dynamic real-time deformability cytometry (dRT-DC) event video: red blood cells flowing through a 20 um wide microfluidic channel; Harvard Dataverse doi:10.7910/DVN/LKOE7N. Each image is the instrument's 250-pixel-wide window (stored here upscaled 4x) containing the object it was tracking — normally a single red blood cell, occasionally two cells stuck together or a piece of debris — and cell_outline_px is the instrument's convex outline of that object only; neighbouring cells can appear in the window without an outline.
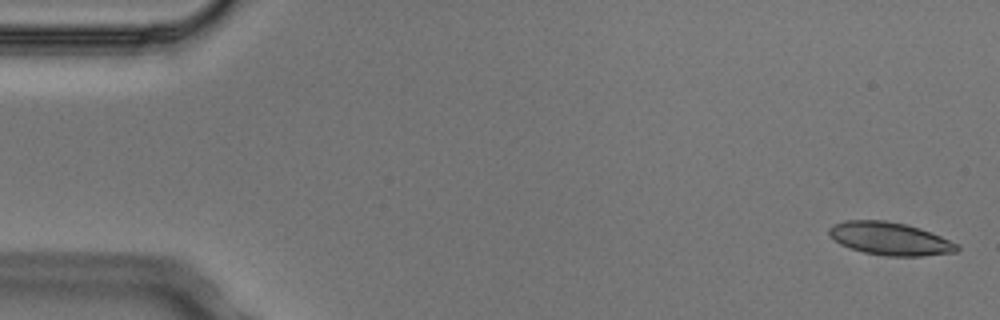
{"species": "Egyptian fruit bat (a non-hibernating species)", "species_latin": "Rousettus aegyptiacus", "temperature_condition": "cold", "stored_images_in_passage": 8, "camera_frame_rate_fps": 3000, "um_per_image_px": 0.085, "animal": {"sex": "male"}, "frame": {"image": 1, "passage_image": 1, "time_ms": 0.0, "image_size_px": [1000, 320], "cell_outline_px": [[960, 248], [956, 252], [920, 256], [888, 256], [864, 252], [848, 248], [840, 244], [828, 232], [828, 228], [844, 220], [884, 220], [904, 224], [920, 228], [932, 232], [960, 244]], "centroid_in_image_um": [75.69, 20.29], "position_along_channel_um": 9.3, "area_um2": 24.51}}
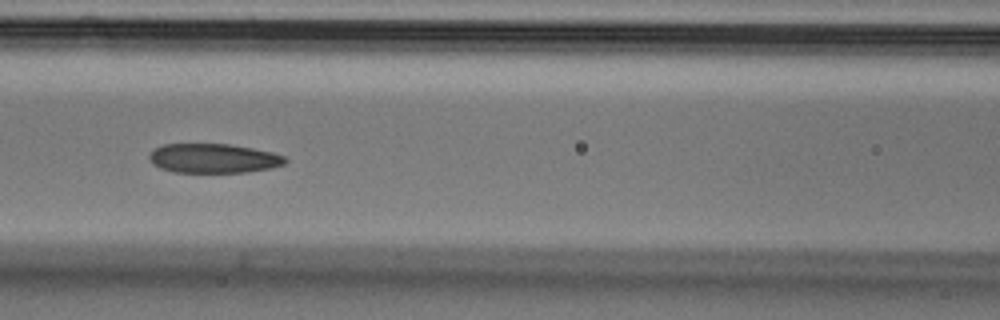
{"frame": {"image": 2, "passage_image": 7, "time_ms": 2.0, "image_size_px": [1000, 320], "cell_outline_px": [[288, 160], [284, 164], [272, 168], [244, 172], [172, 172], [160, 168], [152, 164], [148, 156], [152, 148], [164, 144], [228, 144], [252, 148], [272, 152], [284, 156]], "centroid_in_image_um": [18.11, 13.45], "position_along_channel_um": 148.5, "area_um2": 23.35}}
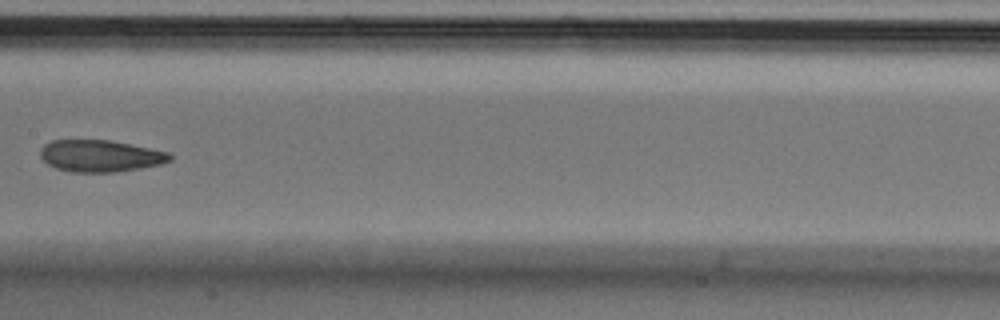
{"frame": {"image": 3, "passage_image": 8, "time_ms": 2.333, "image_size_px": [1000, 320], "cell_outline_px": [[172, 160], [160, 164], [140, 168], [116, 172], [72, 172], [56, 168], [48, 164], [40, 156], [40, 148], [44, 144], [52, 140], [108, 140], [168, 152], [172, 156]], "centroid_in_image_um": [8.49, 13.25], "position_along_channel_um": 198.9, "area_um2": 23.87}}